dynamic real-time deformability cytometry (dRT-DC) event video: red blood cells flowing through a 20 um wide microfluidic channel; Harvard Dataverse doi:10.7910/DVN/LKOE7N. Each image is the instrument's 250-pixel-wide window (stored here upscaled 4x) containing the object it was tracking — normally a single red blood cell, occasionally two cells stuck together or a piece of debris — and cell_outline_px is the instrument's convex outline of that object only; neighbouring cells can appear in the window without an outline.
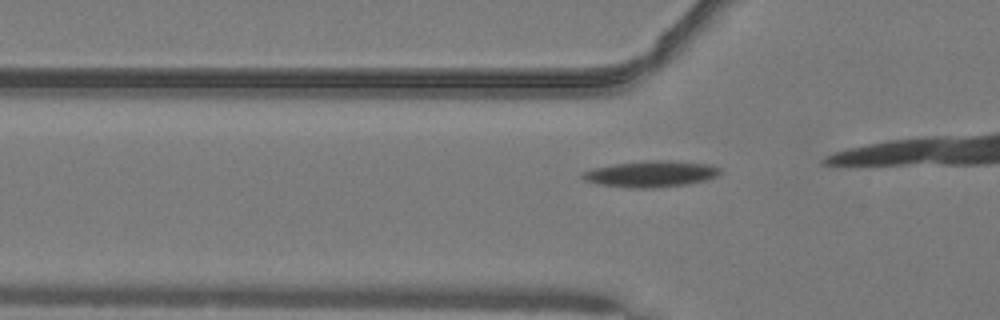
{"species": "common noctule bat (a hibernating species)", "species_latin": "Nyctalus noctula", "temperature_condition": "warm", "stored_images_in_passage": 10, "camera_frame_rate_fps": 3000, "um_per_image_px": 0.085, "animal": {"sex": "male", "body_mass_g": 19.2, "forearm_length_mm": 51.8}, "frame": {"image": 1, "passage_image": 5, "time_ms": 1.333, "image_size_px": [1000, 320], "cell_outline_px": [[720, 172], [716, 176], [708, 180], [688, 184], [652, 188], [628, 188], [596, 184], [584, 180], [580, 176], [584, 172], [592, 168], [616, 164], [648, 160], [672, 160], [712, 164], [720, 168]], "centroid_in_image_um": [55.35, 14.78], "position_along_channel_um": 70.5, "area_um2": 21.27}}
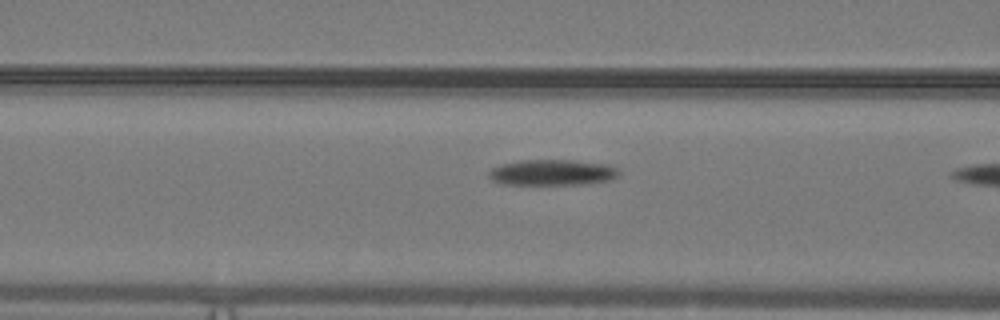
{"frame": {"image": 2, "passage_image": 9, "time_ms": 2.667, "image_size_px": [1000, 320], "cell_outline_px": [[620, 176], [612, 180], [588, 184], [500, 184], [492, 180], [488, 176], [488, 172], [492, 168], [500, 164], [520, 160], [572, 160], [608, 164], [616, 168], [620, 172]], "centroid_in_image_um": [46.96, 14.66], "position_along_channel_um": 119.6, "area_um2": 19.83}}